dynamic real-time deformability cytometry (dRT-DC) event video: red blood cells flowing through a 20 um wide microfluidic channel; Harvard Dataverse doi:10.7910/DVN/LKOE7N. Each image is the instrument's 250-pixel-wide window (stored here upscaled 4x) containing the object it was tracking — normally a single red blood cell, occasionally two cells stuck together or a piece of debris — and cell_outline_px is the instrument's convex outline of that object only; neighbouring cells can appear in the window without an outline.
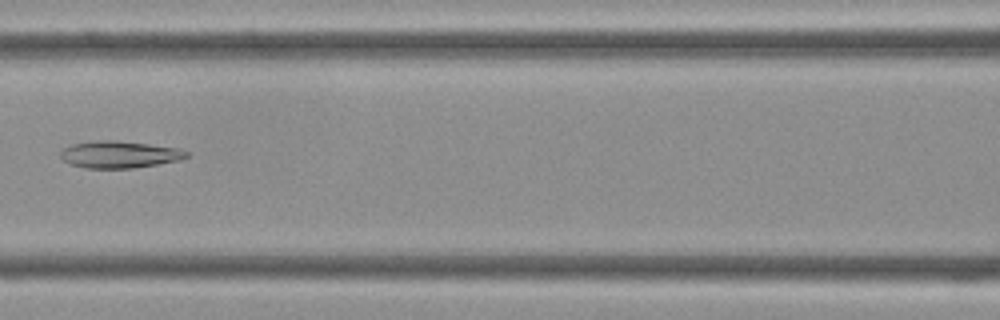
{"species": "Egyptian fruit bat (a non-hibernating species)", "species_latin": "Rousettus aegyptiacus", "temperature_condition": "cold", "stored_images_in_passage": 31, "camera_frame_rate_fps": 3000, "um_per_image_px": 0.085, "frame": {"image": 1, "passage_image": 7, "time_ms": 2.0, "image_size_px": [1000, 320], "cell_outline_px": [[188, 156], [180, 160], [132, 168], [84, 168], [72, 164], [64, 160], [60, 156], [60, 152], [64, 148], [72, 144], [96, 140], [116, 140], [180, 148], [188, 152]], "centroid_in_image_um": [10.15, 13.12], "position_along_channel_um": 156.5, "area_um2": 19.71}}
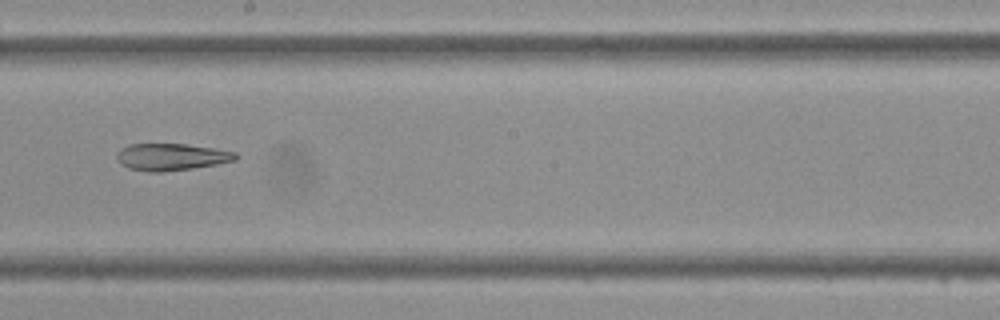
{"frame": {"image": 2, "passage_image": 12, "time_ms": 3.667, "image_size_px": [1000, 320], "cell_outline_px": [[236, 160], [216, 164], [192, 168], [164, 172], [148, 172], [128, 168], [120, 164], [116, 160], [116, 152], [120, 148], [128, 144], [184, 144], [212, 148], [236, 152]], "centroid_in_image_um": [14.48, 13.34], "position_along_channel_um": 233.7, "area_um2": 18.73}}
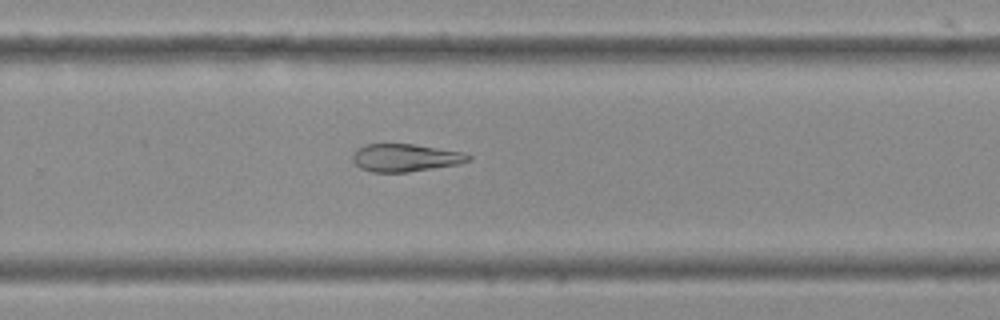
{"frame": {"image": 3, "passage_image": 16, "time_ms": 5.0, "image_size_px": [1000, 320], "cell_outline_px": [[472, 156], [468, 160], [460, 164], [408, 172], [372, 172], [360, 168], [352, 160], [352, 152], [356, 148], [364, 144], [412, 144], [464, 152]], "centroid_in_image_um": [34.42, 13.4], "position_along_channel_um": 295.4, "area_um2": 18.79}}